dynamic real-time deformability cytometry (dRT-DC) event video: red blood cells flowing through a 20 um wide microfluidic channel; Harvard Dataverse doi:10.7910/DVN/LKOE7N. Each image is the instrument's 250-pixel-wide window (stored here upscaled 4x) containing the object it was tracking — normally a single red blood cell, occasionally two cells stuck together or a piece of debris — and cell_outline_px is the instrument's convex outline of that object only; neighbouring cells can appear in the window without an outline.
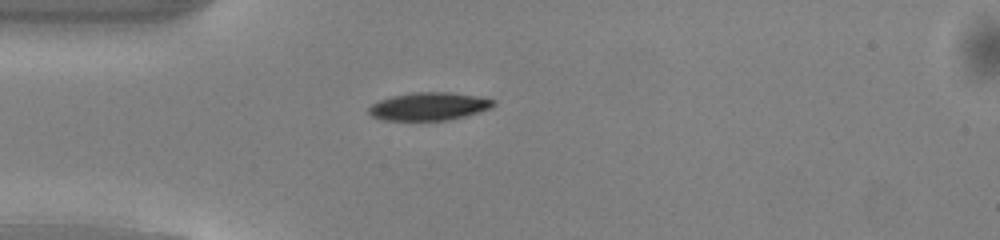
{"species": "common noctule bat (a hibernating species)", "species_latin": "Nyctalus noctula", "temperature_condition": "warm", "stored_images_in_passage": 37, "camera_frame_rate_fps": 3000, "um_per_image_px": 0.085, "animal": {"sex": "male", "body_mass_g": 13.0, "forearm_length_mm": 53.1}, "frame": {"image": 1, "passage_image": 1, "time_ms": 0.0, "image_size_px": [1000, 240], "cell_outline_px": [[496, 104], [492, 108], [464, 116], [448, 120], [384, 120], [372, 116], [368, 112], [368, 108], [372, 104], [380, 100], [392, 96], [412, 92], [452, 92], [476, 96], [496, 100]], "centroid_in_image_um": [36.48, 9.03], "position_along_channel_um": 48.5, "area_um2": 20.29}}
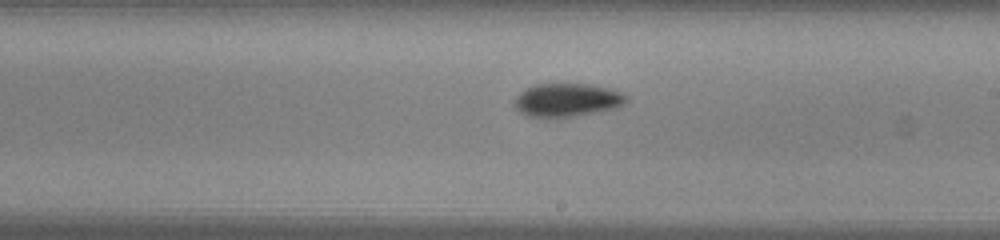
{"frame": {"image": 2, "passage_image": 16, "time_ms": 5.0, "image_size_px": [1000, 240], "cell_outline_px": [[628, 100], [624, 104], [616, 108], [600, 112], [576, 116], [528, 116], [520, 112], [512, 104], [516, 96], [524, 88], [536, 84], [588, 84], [608, 88], [620, 92], [628, 96]], "centroid_in_image_um": [48.21, 8.49], "position_along_channel_um": 240.8, "area_um2": 21.73}}
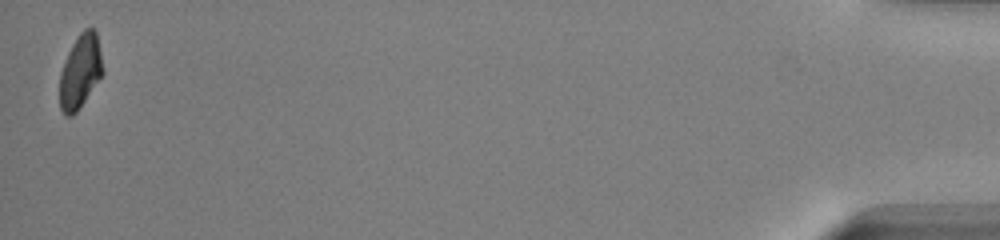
{"frame": {"image": 3, "passage_image": 37, "time_ms": 12.0, "image_size_px": [1000, 240], "cell_outline_px": [[104, 72], [76, 112], [72, 116], [64, 116], [60, 108], [60, 72], [68, 52], [72, 44], [80, 32], [84, 28], [92, 28], [96, 32], [104, 68]], "centroid_in_image_um": [6.82, 6.07], "position_along_channel_um": 428.4, "area_um2": 18.44}, "authors_computed_cell_mechanics": {"area_um2": 20.6346, "velocity_mm_per_s": 4.0996, "shape_relaxation_time_tau1_ms": 2.7839, "shape_relaxation_time_tau2_ms": null, "deformation_change_tau1": 0.1279, "deformation_change_tau2": null}}